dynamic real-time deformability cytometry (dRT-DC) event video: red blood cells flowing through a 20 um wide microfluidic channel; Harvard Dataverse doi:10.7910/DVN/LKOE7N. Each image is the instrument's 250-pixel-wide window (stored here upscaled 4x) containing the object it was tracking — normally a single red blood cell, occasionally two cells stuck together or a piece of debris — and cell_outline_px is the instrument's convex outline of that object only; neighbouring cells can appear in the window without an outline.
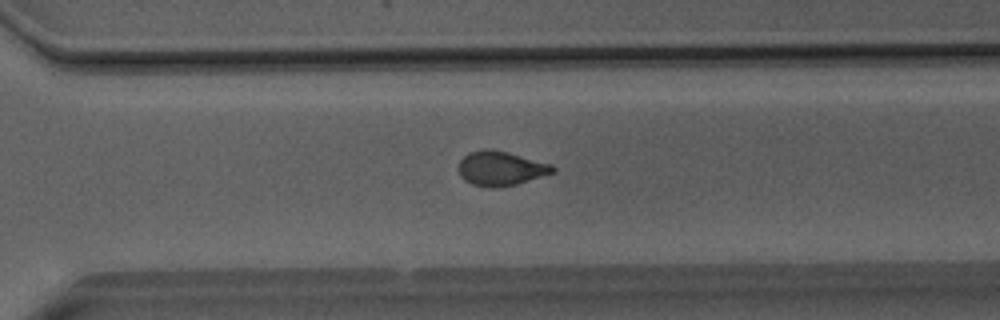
{"species": "Egyptian fruit bat (a non-hibernating species)", "species_latin": "Rousettus aegyptiacus", "temperature_condition": "room temperature", "stored_images_in_passage": 46, "camera_frame_rate_fps": 3000, "um_per_image_px": 0.085, "animal": {"sex": "male"}, "frame": {"image": 1, "passage_image": 36, "time_ms": 11.667, "image_size_px": [1000, 320], "cell_outline_px": [[556, 172], [516, 184], [496, 188], [492, 188], [472, 184], [464, 180], [460, 176], [460, 160], [468, 152], [484, 148], [492, 148], [508, 152], [552, 164], [556, 168]], "centroid_in_image_um": [42.58, 14.3], "position_along_channel_um": 328.0, "area_um2": 19.02}}
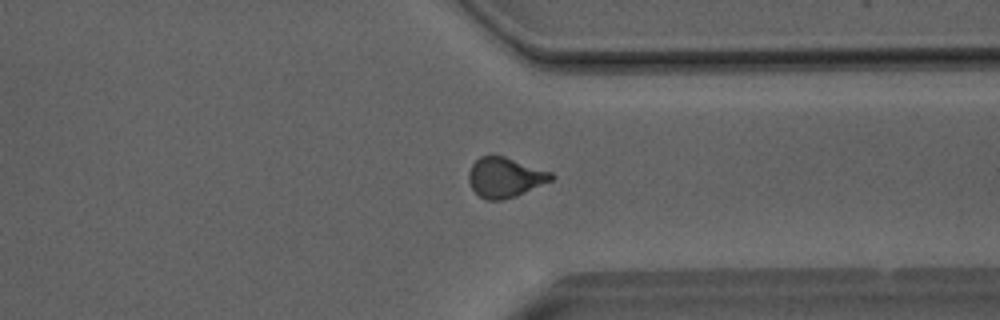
{"frame": {"image": 2, "passage_image": 39, "time_ms": 12.667, "image_size_px": [1000, 320], "cell_outline_px": [[556, 176], [552, 180], [516, 196], [500, 200], [488, 200], [480, 196], [472, 188], [468, 180], [468, 172], [472, 164], [480, 156], [504, 156], [552, 172]], "centroid_in_image_um": [42.93, 15.07], "position_along_channel_um": 368.5, "area_um2": 19.07}}
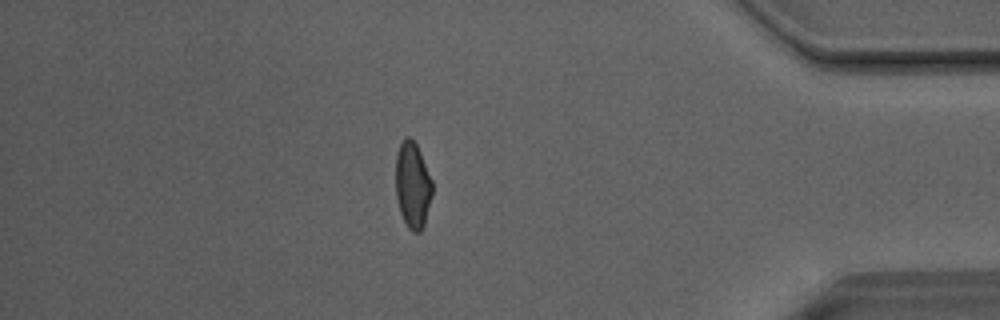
{"frame": {"image": 3, "passage_image": 44, "time_ms": 14.333, "image_size_px": [1000, 320], "cell_outline_px": [[432, 196], [424, 224], [420, 232], [412, 232], [408, 228], [400, 212], [396, 196], [396, 152], [404, 136], [408, 136], [416, 144], [420, 152], [432, 180]], "centroid_in_image_um": [35.07, 15.73], "position_along_channel_um": 400.1, "area_um2": 18.38}}